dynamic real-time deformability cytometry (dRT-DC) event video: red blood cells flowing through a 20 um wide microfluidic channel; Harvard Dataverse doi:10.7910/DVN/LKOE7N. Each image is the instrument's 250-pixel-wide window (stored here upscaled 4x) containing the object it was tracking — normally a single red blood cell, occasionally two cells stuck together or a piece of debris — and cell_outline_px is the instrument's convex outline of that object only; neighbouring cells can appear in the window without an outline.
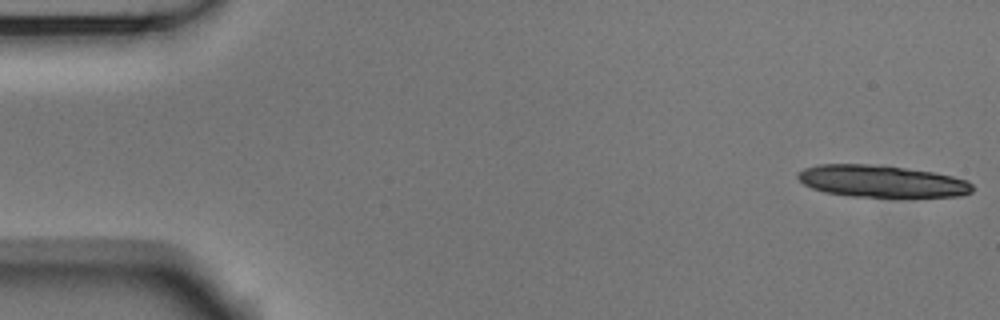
{"species": "Egyptian fruit bat (a non-hibernating species)", "species_latin": "Rousettus aegyptiacus", "temperature_condition": "room temperature", "stored_images_in_passage": 15, "camera_frame_rate_fps": 3000, "um_per_image_px": 0.085, "animal": {"sex": "male"}, "frame": {"image": 1, "passage_image": 1, "time_ms": 0.0, "image_size_px": [1000, 320], "cell_outline_px": [[972, 192], [960, 196], [852, 196], [824, 192], [812, 188], [804, 184], [796, 176], [796, 172], [804, 168], [816, 164], [868, 164], [904, 168], [932, 172], [952, 176], [968, 180], [972, 184]], "centroid_in_image_um": [74.89, 15.39], "position_along_channel_um": 10.1, "area_um2": 32.25}}